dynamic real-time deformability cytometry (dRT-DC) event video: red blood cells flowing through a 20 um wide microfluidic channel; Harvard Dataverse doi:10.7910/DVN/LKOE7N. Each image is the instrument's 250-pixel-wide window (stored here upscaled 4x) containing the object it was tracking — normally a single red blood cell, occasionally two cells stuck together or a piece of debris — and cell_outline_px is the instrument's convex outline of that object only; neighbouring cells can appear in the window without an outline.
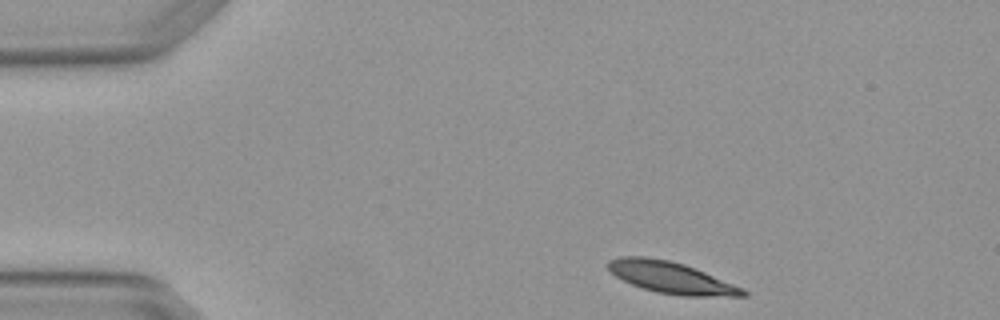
{"species": "Egyptian fruit bat (a non-hibernating species)", "species_latin": "Rousettus aegyptiacus", "temperature_condition": "warm", "stored_images_in_passage": 3, "camera_frame_rate_fps": 3000, "um_per_image_px": 0.085, "animal": {"sex": "female"}, "frame": {"image": 1, "passage_image": 1, "time_ms": 0.0, "image_size_px": [1000, 320], "cell_outline_px": [[748, 296], [680, 296], [656, 292], [632, 284], [616, 276], [608, 268], [608, 260], [620, 256], [648, 256], [668, 260], [684, 264], [744, 288], [748, 292]], "centroid_in_image_um": [57.06, 23.59], "position_along_channel_um": 27.9, "area_um2": 24.68}}
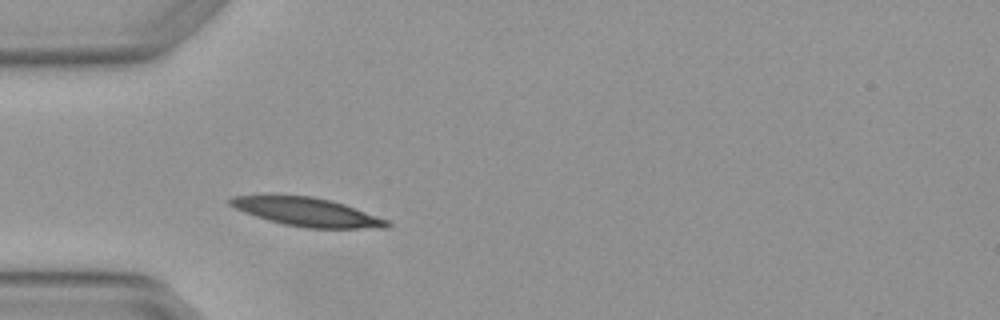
{"frame": {"image": 2, "passage_image": 3, "time_ms": 0.667, "image_size_px": [1000, 320], "cell_outline_px": [[392, 224], [384, 228], [304, 228], [284, 224], [268, 220], [244, 212], [228, 204], [228, 200], [232, 196], [264, 192], [272, 192], [312, 196], [332, 200], [344, 204], [388, 220]], "centroid_in_image_um": [25.97, 17.96], "position_along_channel_um": 59.0, "area_um2": 26.99}}